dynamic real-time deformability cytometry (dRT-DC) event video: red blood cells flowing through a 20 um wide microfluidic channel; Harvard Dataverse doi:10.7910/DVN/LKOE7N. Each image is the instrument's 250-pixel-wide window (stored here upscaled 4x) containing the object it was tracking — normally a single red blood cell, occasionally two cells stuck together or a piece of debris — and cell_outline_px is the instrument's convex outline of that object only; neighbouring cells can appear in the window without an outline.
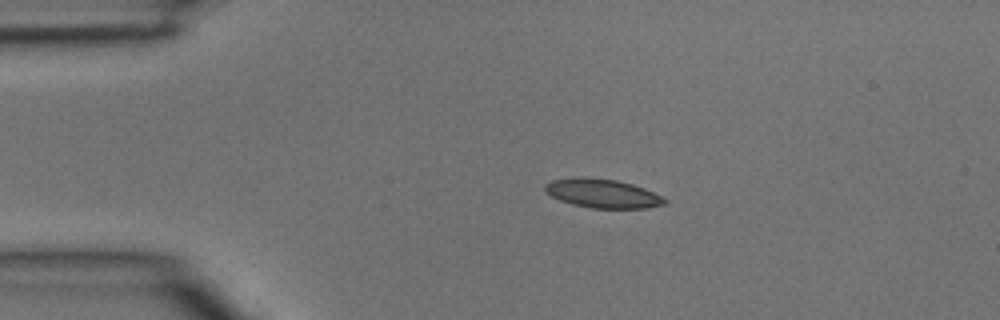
{"species": "common noctule bat (a hibernating species)", "species_latin": "Nyctalus noctula", "temperature_condition": "room temperature", "stored_images_in_passage": 3, "camera_frame_rate_fps": 3000, "um_per_image_px": 0.085, "animal": {"sex": "male", "body_mass_g": 15.6}, "frame": {"image": 1, "passage_image": 2, "time_ms": 0.333, "image_size_px": [1000, 320], "cell_outline_px": [[668, 200], [664, 204], [644, 208], [592, 208], [572, 204], [560, 200], [544, 192], [544, 184], [552, 180], [616, 180], [632, 184], [644, 188]], "centroid_in_image_um": [51.24, 16.49], "position_along_channel_um": 33.8, "area_um2": 19.13}}